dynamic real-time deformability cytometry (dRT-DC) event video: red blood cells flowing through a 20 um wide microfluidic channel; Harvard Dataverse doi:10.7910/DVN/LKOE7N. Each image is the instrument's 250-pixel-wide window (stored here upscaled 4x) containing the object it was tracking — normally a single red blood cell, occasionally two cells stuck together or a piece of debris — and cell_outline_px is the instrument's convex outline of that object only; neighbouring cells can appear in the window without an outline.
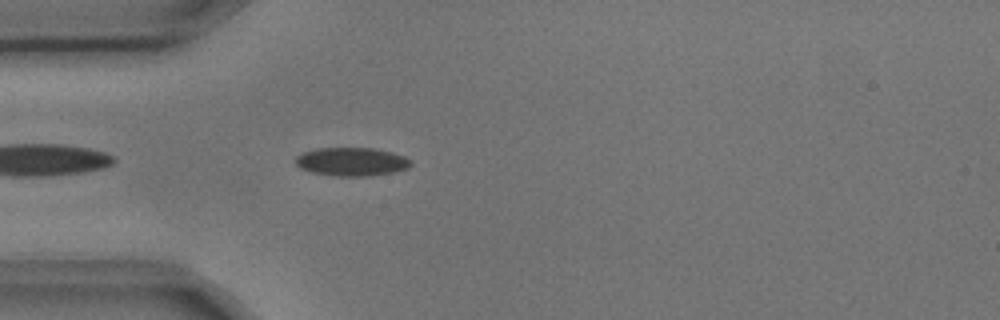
{"species": "common noctule bat (a hibernating species)", "species_latin": "Nyctalus noctula", "temperature_condition": "cold", "stored_images_in_passage": 4, "camera_frame_rate_fps": 3000, "um_per_image_px": 0.085, "animal": {"sex": "male", "body_mass_g": 17.9, "forearm_length_mm": 54.2}, "frame": {"image": 1, "passage_image": 4, "time_ms": 1.0, "image_size_px": [1000, 320], "cell_outline_px": [[412, 164], [408, 168], [396, 172], [372, 176], [336, 176], [312, 172], [300, 168], [296, 164], [296, 156], [304, 152], [316, 148], [376, 148], [392, 152], [404, 156], [412, 160]], "centroid_in_image_um": [29.93, 13.75], "position_along_channel_um": 55.1, "area_um2": 19.31}}